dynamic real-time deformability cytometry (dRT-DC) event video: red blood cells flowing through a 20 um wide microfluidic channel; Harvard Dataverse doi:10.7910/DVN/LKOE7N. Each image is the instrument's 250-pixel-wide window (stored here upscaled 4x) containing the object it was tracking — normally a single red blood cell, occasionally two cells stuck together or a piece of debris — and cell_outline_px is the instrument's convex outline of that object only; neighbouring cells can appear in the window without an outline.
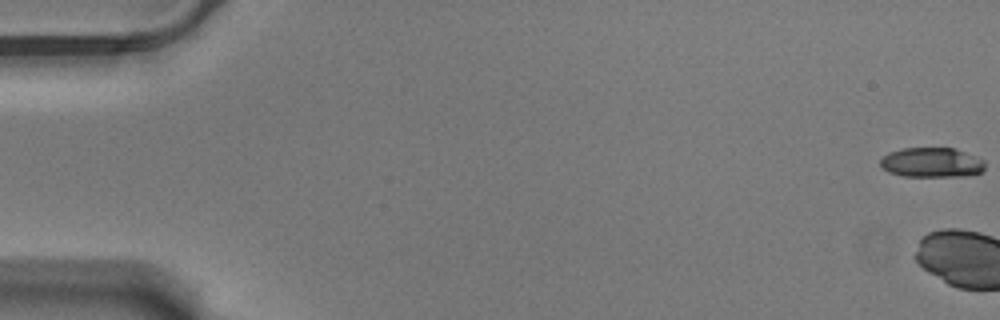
{"species": "Egyptian fruit bat (a non-hibernating species)", "species_latin": "Rousettus aegyptiacus", "temperature_condition": "warm", "stored_images_in_passage": 4, "camera_frame_rate_fps": 3000, "um_per_image_px": 0.085, "animal": {"sex": "male"}, "frame": {"image": 1, "passage_image": 1, "time_ms": 0.0, "image_size_px": [1000, 320], "cell_outline_px": [[984, 168], [980, 172], [968, 176], [904, 176], [888, 172], [880, 164], [880, 160], [888, 152], [904, 148], [956, 148], [984, 160]], "centroid_in_image_um": [79.2, 13.81], "position_along_channel_um": 5.8, "area_um2": 18.09}}